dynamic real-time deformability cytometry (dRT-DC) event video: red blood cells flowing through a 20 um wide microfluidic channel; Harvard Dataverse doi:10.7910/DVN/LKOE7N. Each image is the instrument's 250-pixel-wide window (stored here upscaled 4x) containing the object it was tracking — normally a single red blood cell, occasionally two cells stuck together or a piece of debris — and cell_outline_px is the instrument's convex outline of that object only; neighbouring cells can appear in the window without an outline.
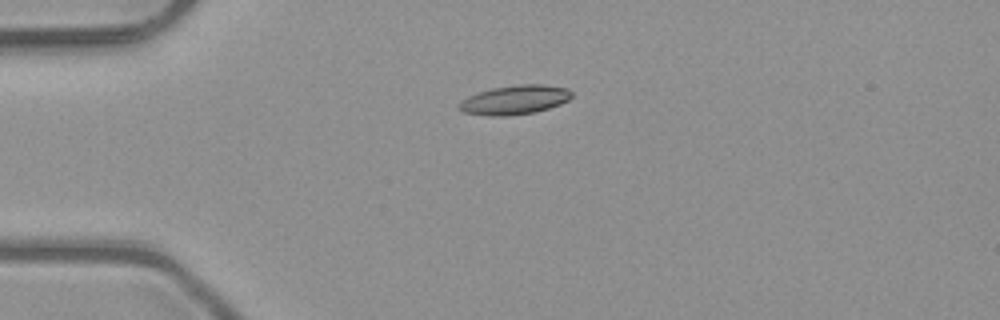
{"species": "common noctule bat (a hibernating species)", "species_latin": "Nyctalus noctula", "temperature_condition": "room temperature", "stored_images_in_passage": 4, "camera_frame_rate_fps": 3000, "um_per_image_px": 0.085, "animal": {"sex": "male", "body_mass_g": 23.1, "forearm_length_mm": 52.7}, "frame": {"image": 1, "passage_image": 3, "time_ms": 0.667, "image_size_px": [1000, 320], "cell_outline_px": [[572, 96], [568, 100], [560, 104], [548, 108], [532, 112], [504, 116], [488, 116], [464, 112], [456, 108], [456, 104], [460, 100], [468, 96], [492, 88], [520, 84], [544, 84], [568, 88], [572, 92]], "centroid_in_image_um": [43.71, 8.48], "position_along_channel_um": 41.3, "area_um2": 19.19}}